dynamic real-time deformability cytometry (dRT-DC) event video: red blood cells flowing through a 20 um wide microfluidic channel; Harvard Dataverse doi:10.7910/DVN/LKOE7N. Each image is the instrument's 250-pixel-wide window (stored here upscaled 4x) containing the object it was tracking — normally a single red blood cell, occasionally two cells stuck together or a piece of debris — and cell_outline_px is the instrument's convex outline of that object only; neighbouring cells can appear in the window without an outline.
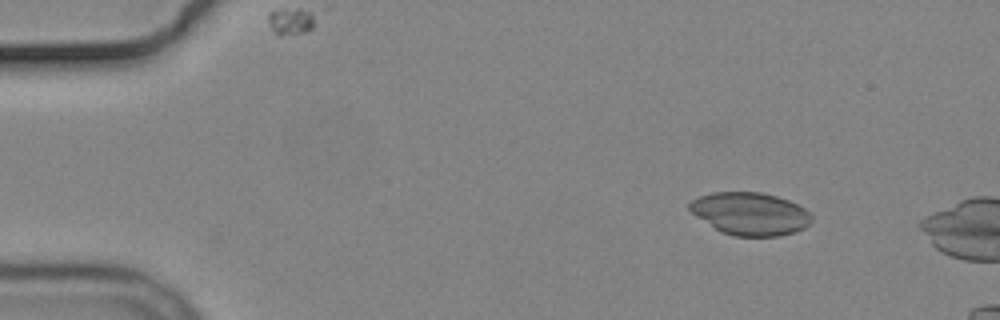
{"species": "common noctule bat (a hibernating species)", "species_latin": "Nyctalus noctula", "temperature_condition": "cold", "stored_images_in_passage": 14, "camera_frame_rate_fps": 3000, "um_per_image_px": 0.085, "animal": {"sex": "male", "body_mass_g": 19.2, "forearm_length_mm": 51.8}, "frame": {"image": 1, "passage_image": 6, "time_ms": 1.667, "image_size_px": [1000, 320], "cell_outline_px": [[812, 220], [804, 228], [796, 232], [780, 236], [736, 236], [720, 232], [692, 212], [688, 208], [688, 204], [692, 200], [700, 196], [712, 192], [760, 192], [776, 196], [788, 200], [804, 208], [812, 216]], "centroid_in_image_um": [63.77, 18.17], "position_along_channel_um": 21.2, "area_um2": 30.23}}